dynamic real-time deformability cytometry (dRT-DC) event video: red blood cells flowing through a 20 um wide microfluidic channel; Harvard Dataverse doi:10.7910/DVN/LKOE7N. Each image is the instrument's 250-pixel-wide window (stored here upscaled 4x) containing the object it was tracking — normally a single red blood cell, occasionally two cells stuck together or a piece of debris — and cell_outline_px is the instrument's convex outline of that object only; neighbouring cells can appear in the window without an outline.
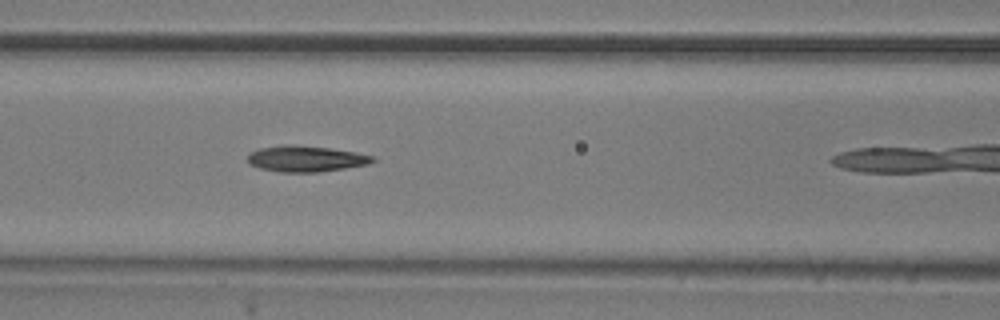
{"species": "common noctule bat (a hibernating species)", "species_latin": "Nyctalus noctula", "temperature_condition": "room temperature", "stored_images_in_passage": 4, "segment_of_instrument_passage": [1, 2], "camera_frame_rate_fps": 3000, "um_per_image_px": 0.085, "animal": {"sex": "male", "body_mass_g": 20.5, "forearm_length_mm": 52.5}, "frame": {"image": 1, "passage_image": 3, "time_ms": 0.667, "image_size_px": [1000, 320], "cell_outline_px": [[376, 160], [368, 164], [344, 168], [316, 172], [280, 172], [260, 168], [248, 164], [248, 156], [252, 152], [260, 148], [288, 144], [328, 148], [356, 152], [376, 156]], "centroid_in_image_um": [26.02, 13.49], "position_along_channel_um": 140.6, "area_um2": 18.79}}